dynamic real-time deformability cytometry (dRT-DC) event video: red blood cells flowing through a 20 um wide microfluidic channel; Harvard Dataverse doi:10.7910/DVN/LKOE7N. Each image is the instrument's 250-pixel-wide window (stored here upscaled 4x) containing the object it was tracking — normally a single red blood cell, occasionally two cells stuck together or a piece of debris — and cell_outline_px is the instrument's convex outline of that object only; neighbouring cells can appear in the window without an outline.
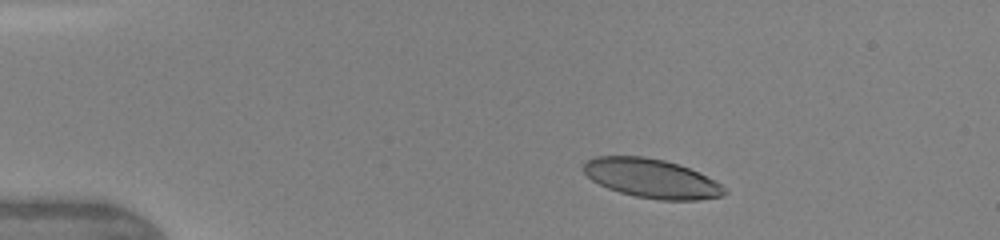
{"species": "human", "species_latin": "Homo sapiens", "temperature_condition": "warm", "stored_images_in_passage": 5, "camera_frame_rate_fps": 3000, "um_per_image_px": 0.085, "donor": {"sex": "female"}, "frame": {"image": 1, "passage_image": 3, "time_ms": 1.667, "image_size_px": [1000, 240], "cell_outline_px": [[728, 192], [724, 196], [696, 200], [660, 200], [636, 196], [620, 192], [608, 188], [592, 180], [580, 168], [588, 160], [596, 156], [644, 156], [664, 160], [688, 168], [720, 184]], "centroid_in_image_um": [55.35, 15.16], "position_along_channel_um": 29.6, "area_um2": 31.73}}